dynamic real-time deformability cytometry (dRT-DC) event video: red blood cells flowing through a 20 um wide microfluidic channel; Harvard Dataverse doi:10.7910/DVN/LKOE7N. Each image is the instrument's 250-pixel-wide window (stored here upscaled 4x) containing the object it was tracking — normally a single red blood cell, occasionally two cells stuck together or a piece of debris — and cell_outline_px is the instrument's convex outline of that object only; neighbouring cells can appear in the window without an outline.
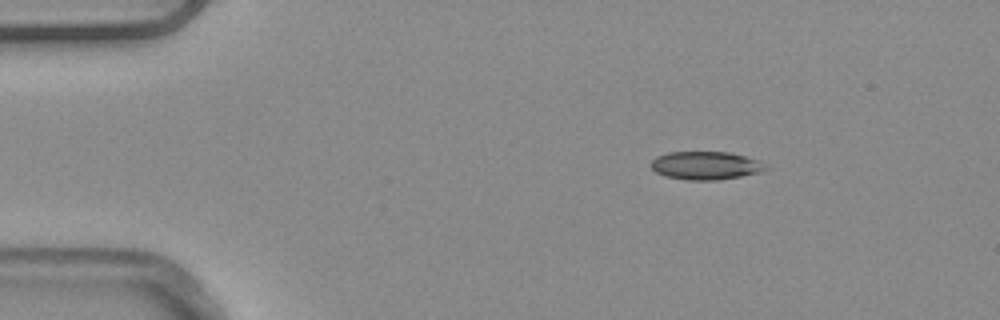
{"species": "common noctule bat (a hibernating species)", "species_latin": "Nyctalus noctula", "temperature_condition": "warm", "stored_images_in_passage": 3, "camera_frame_rate_fps": 3000, "um_per_image_px": 0.085, "animal": {"sex": "male", "body_mass_g": 20.4}, "frame": {"image": 1, "passage_image": 1, "time_ms": 0.0, "image_size_px": [1000, 320], "cell_outline_px": [[772, 168], [760, 172], [740, 176], [716, 180], [688, 180], [664, 176], [656, 172], [652, 168], [652, 160], [656, 156], [668, 152], [728, 152], [760, 160]], "centroid_in_image_um": [60.02, 14.07], "position_along_channel_um": 25.0, "area_um2": 18.9}}